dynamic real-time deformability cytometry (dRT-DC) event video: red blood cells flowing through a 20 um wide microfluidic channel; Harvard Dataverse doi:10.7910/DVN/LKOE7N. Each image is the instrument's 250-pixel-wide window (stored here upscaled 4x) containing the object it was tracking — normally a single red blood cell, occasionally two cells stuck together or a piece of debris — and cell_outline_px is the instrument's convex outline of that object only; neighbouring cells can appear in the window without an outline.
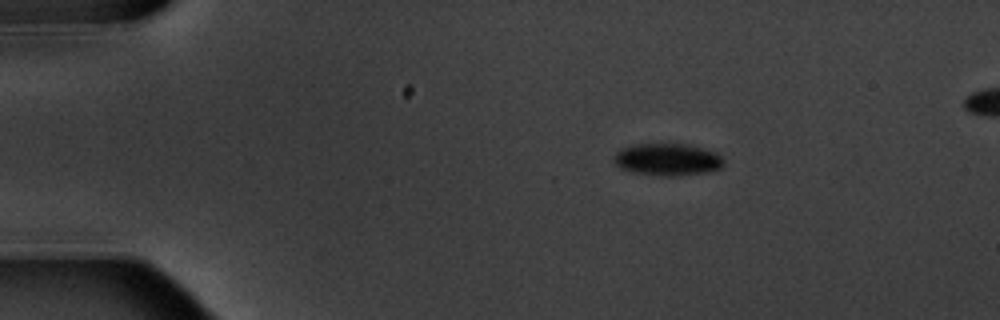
{"species": "common noctule bat (a hibernating species)", "species_latin": "Nyctalus noctula", "temperature_condition": "warm", "stored_images_in_passage": 4, "camera_frame_rate_fps": 3000, "um_per_image_px": 0.085, "animal": {"sex": "male", "body_mass_g": 20.1, "forearm_length_mm": 53.5}, "frame": {"image": 1, "passage_image": 1, "time_ms": 0.0, "image_size_px": [1000, 320], "cell_outline_px": [[724, 164], [720, 168], [712, 172], [672, 176], [664, 176], [632, 172], [620, 168], [616, 164], [616, 152], [620, 148], [636, 144], [688, 144], [704, 148], [716, 152], [724, 160]], "centroid_in_image_um": [56.78, 13.56], "position_along_channel_um": 28.2, "area_um2": 20.63}}